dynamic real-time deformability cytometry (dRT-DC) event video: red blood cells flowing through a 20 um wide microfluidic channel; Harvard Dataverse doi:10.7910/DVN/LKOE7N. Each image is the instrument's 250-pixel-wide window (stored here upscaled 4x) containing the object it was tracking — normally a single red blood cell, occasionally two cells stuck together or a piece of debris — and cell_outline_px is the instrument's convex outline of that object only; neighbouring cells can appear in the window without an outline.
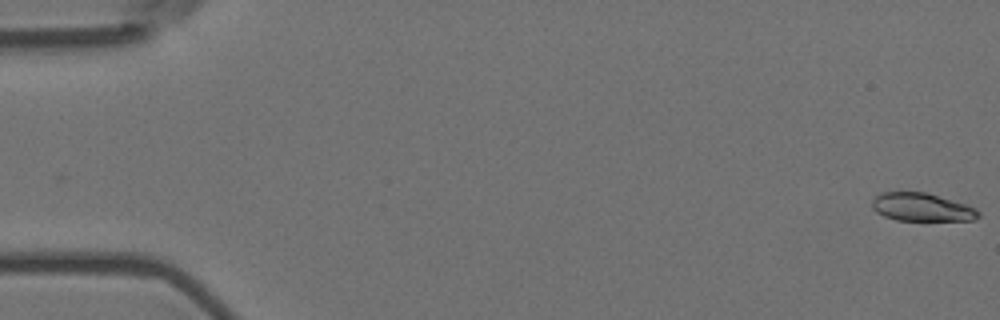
{"species": "Egyptian fruit bat (a non-hibernating species)", "species_latin": "Rousettus aegyptiacus", "temperature_condition": "room temperature", "stored_images_in_passage": 57, "camera_frame_rate_fps": 3000, "um_per_image_px": 0.085, "animal": {"sex": "female"}, "frame": {"image": 1, "passage_image": 1, "time_ms": 0.0, "image_size_px": [1000, 320], "cell_outline_px": [[980, 216], [972, 220], [896, 220], [884, 216], [876, 212], [872, 208], [872, 200], [880, 192], [924, 192], [964, 204], [976, 208], [980, 212]], "centroid_in_image_um": [78.32, 17.61], "position_along_channel_um": 6.7, "area_um2": 17.22}}
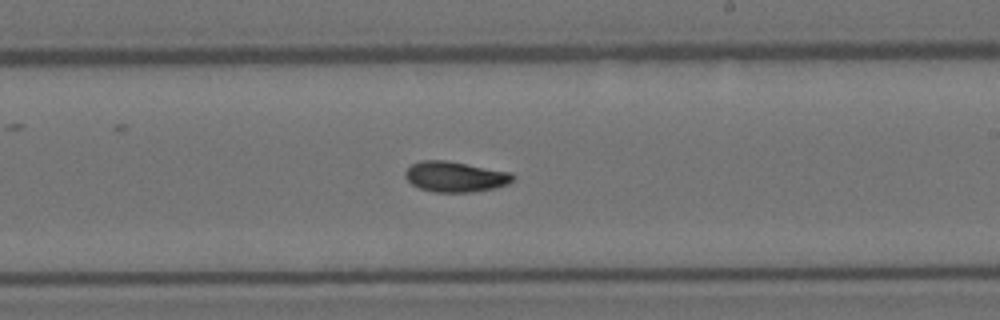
{"frame": {"image": 2, "passage_image": 34, "time_ms": 11.0, "image_size_px": [1000, 320], "cell_outline_px": [[516, 176], [508, 184], [496, 188], [472, 192], [436, 192], [420, 188], [412, 184], [404, 176], [404, 172], [412, 164], [420, 160], [444, 160], [512, 172]], "centroid_in_image_um": [38.71, 15.02], "position_along_channel_um": 250.3, "area_um2": 19.13}}
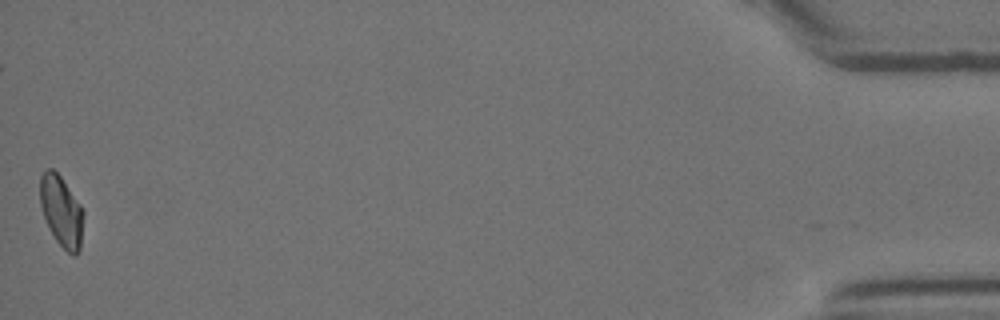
{"frame": {"image": 3, "passage_image": 57, "time_ms": 18.667, "image_size_px": [1000, 320], "cell_outline_px": [[84, 216], [80, 248], [76, 256], [72, 256], [56, 240], [48, 228], [40, 204], [40, 176], [44, 168], [52, 168], [60, 176], [80, 204], [84, 212]], "centroid_in_image_um": [5.21, 17.95], "position_along_channel_um": 430.0, "area_um2": 17.98}, "authors_computed_cell_mechanics": {"area_um2": 18.6116, "velocity_mm_per_s": 3.5916, "shape_relaxation_time_tau1_ms": 6.7445, "shape_relaxation_time_tau2_ms": 4.189, "deformation_change_tau1": 0.1671, "deformation_change_tau2": 0.0849}}